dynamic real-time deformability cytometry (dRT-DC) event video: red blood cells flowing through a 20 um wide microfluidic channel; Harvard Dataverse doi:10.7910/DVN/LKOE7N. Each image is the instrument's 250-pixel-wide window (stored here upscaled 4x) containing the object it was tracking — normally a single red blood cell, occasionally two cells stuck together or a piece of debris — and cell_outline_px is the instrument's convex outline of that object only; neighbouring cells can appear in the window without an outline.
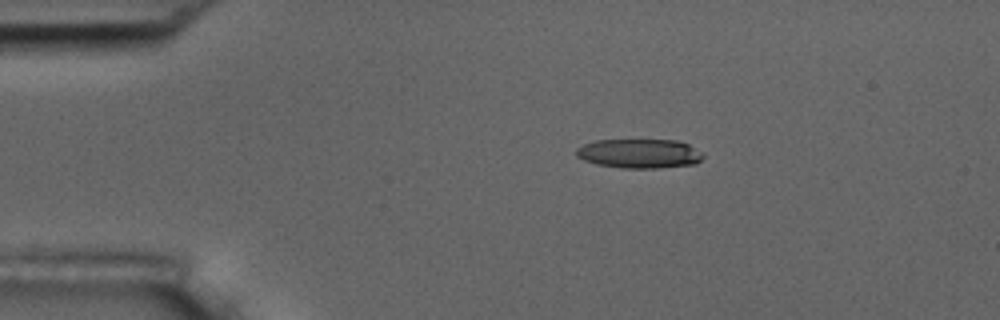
{"species": "common noctule bat (a hibernating species)", "species_latin": "Nyctalus noctula", "temperature_condition": "room temperature", "stored_images_in_passage": 46, "camera_frame_rate_fps": 3000, "um_per_image_px": 0.085, "animal": {"sex": "male", "body_mass_g": 17.5, "forearm_length_mm": 52.3}, "frame": {"image": 1, "passage_image": 1, "time_ms": 0.0, "image_size_px": [1000, 320], "cell_outline_px": [[704, 156], [696, 164], [660, 168], [620, 168], [596, 164], [584, 160], [576, 156], [576, 148], [584, 144], [596, 140], [676, 140], [688, 144], [704, 152]], "centroid_in_image_um": [54.37, 13.05], "position_along_channel_um": 30.6, "area_um2": 21.85}}
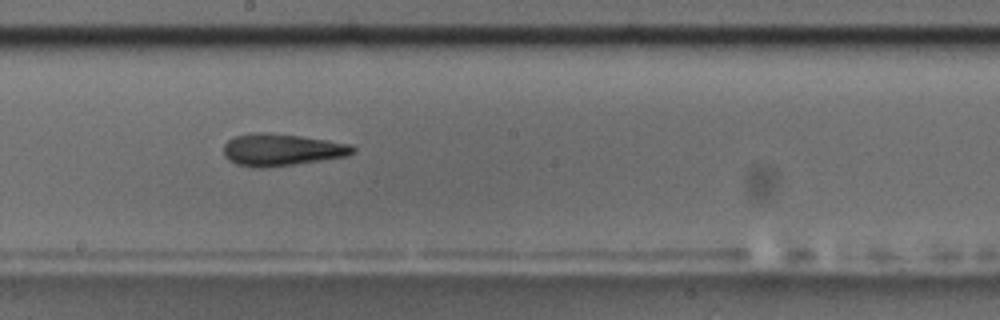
{"frame": {"image": 2, "passage_image": 21, "time_ms": 6.667, "image_size_px": [1000, 320], "cell_outline_px": [[356, 152], [348, 156], [296, 164], [264, 168], [252, 168], [236, 164], [228, 160], [224, 156], [224, 144], [228, 140], [236, 136], [252, 132], [264, 132], [300, 136], [328, 140], [352, 144], [356, 148]], "centroid_in_image_um": [23.95, 12.74], "position_along_channel_um": 224.2, "area_um2": 24.45}}
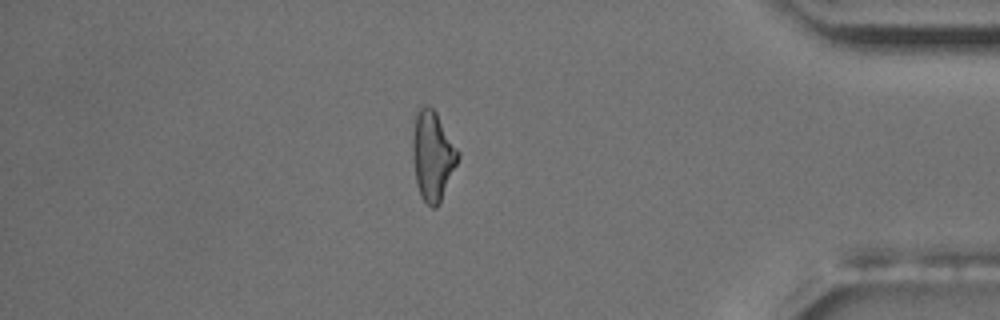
{"frame": {"image": 3, "passage_image": 38, "time_ms": 12.333, "image_size_px": [1000, 320], "cell_outline_px": [[460, 156], [440, 204], [436, 208], [432, 208], [420, 196], [416, 184], [412, 156], [412, 112], [416, 108], [424, 104], [428, 104], [436, 112], [460, 152]], "centroid_in_image_um": [36.73, 13.17], "position_along_channel_um": 398.5, "area_um2": 24.45}, "authors_computed_cell_mechanics": {"area_um2": 23.6402, "velocity_mm_per_s": 3.6716, "shape_relaxation_time_tau1_ms": null, "shape_relaxation_time_tau2_ms": 4.5476, "deformation_change_tau1": null, "deformation_change_tau2": 0.1541}}